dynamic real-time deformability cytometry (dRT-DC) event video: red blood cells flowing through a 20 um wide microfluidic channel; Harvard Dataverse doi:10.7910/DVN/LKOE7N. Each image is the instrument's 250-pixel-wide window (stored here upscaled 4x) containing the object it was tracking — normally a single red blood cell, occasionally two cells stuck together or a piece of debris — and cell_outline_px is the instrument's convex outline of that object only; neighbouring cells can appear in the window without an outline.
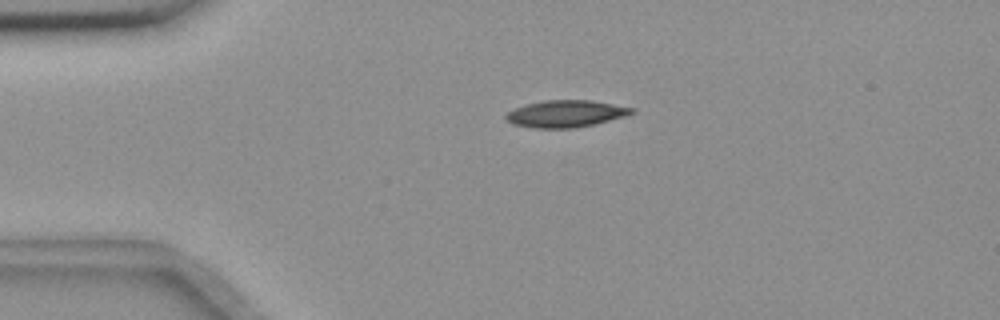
{"species": "common noctule bat (a hibernating species)", "species_latin": "Nyctalus noctula", "temperature_condition": "room temperature", "stored_images_in_passage": 5, "camera_frame_rate_fps": 3000, "um_per_image_px": 0.085, "animal": {"sex": "female", "body_mass_g": 18.4}, "frame": {"image": 1, "passage_image": 4, "time_ms": 3.667, "image_size_px": [1000, 320], "cell_outline_px": [[636, 112], [624, 116], [592, 124], [572, 128], [536, 128], [512, 124], [504, 116], [508, 112], [516, 108], [528, 104], [544, 100], [592, 100], [636, 108]], "centroid_in_image_um": [48.11, 9.66], "position_along_channel_um": 36.9, "area_um2": 19.54}}